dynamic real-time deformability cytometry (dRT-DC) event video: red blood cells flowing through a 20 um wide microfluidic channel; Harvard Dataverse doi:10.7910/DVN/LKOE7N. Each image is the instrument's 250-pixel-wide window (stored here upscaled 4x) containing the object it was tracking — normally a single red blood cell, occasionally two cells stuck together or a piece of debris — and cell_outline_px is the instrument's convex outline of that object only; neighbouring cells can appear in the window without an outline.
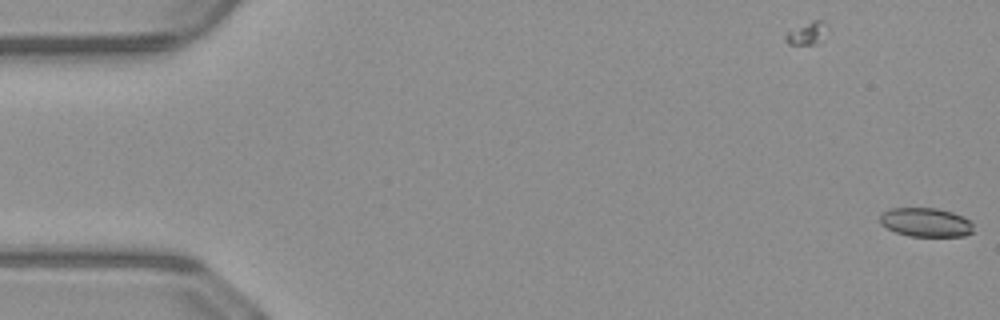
{"species": "common noctule bat (a hibernating species)", "species_latin": "Nyctalus noctula", "temperature_condition": "warm", "stored_images_in_passage": 51, "camera_frame_rate_fps": 3000, "um_per_image_px": 0.085, "animal": {"sex": "male", "body_mass_g": 23.1, "forearm_length_mm": 52.7}, "frame": {"image": 1, "passage_image": 1, "time_ms": 0.0, "image_size_px": [1000, 320], "cell_outline_px": [[972, 232], [964, 236], [908, 236], [896, 232], [880, 224], [880, 216], [884, 212], [892, 208], [936, 208], [952, 212], [964, 216], [972, 224]], "centroid_in_image_um": [78.69, 18.9], "position_along_channel_um": 6.3, "area_um2": 15.66}}
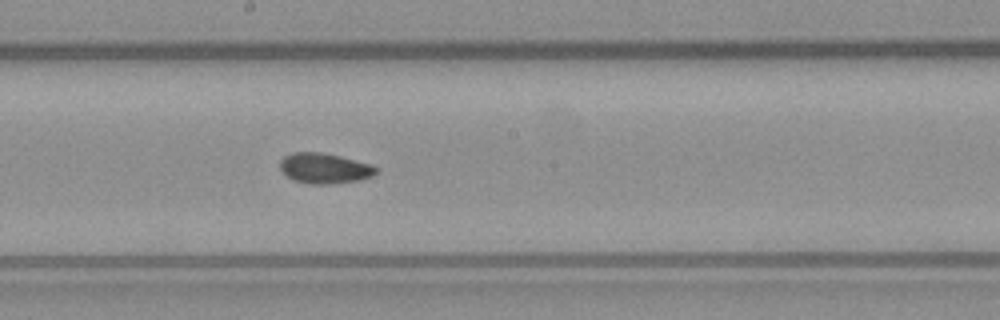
{"frame": {"image": 2, "passage_image": 28, "time_ms": 9.0, "image_size_px": [1000, 320], "cell_outline_px": [[376, 172], [372, 176], [356, 180], [328, 184], [308, 184], [292, 180], [280, 168], [280, 160], [284, 156], [292, 152], [320, 152], [340, 156], [372, 164], [376, 168]], "centroid_in_image_um": [27.55, 14.29], "position_along_channel_um": 220.7, "area_um2": 16.88}}
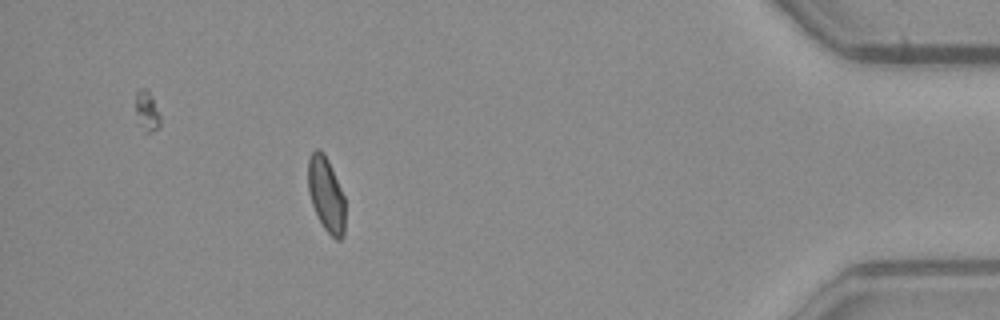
{"frame": {"image": 3, "passage_image": 46, "time_ms": 15.0, "image_size_px": [1000, 320], "cell_outline_px": [[344, 236], [340, 240], [336, 240], [324, 228], [312, 204], [308, 192], [308, 160], [312, 152], [316, 148], [320, 148], [324, 152], [328, 160], [344, 196]], "centroid_in_image_um": [27.71, 16.5], "position_along_channel_um": 407.5, "area_um2": 16.01}, "authors_computed_cell_mechanics": {"area_um2": 16.6464, "velocity_mm_per_s": 4.0859, "shape_relaxation_time_tau1_ms": null, "shape_relaxation_time_tau2_ms": 2.0208, "deformation_change_tau1": null, "deformation_change_tau2": 0.0687}}